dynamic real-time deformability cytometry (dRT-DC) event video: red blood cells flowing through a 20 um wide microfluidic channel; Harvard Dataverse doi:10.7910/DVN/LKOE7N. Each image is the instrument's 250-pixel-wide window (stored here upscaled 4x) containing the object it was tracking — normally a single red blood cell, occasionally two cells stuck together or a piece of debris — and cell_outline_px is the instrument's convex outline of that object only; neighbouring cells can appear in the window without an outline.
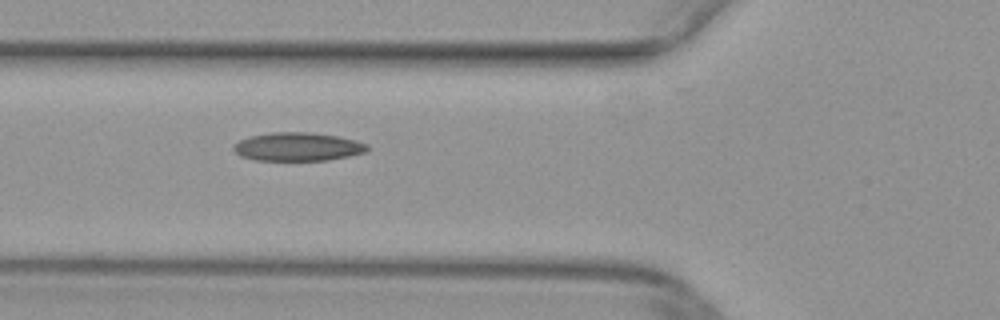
{"species": "common noctule bat (a hibernating species)", "species_latin": "Nyctalus noctula", "temperature_condition": "warm", "stored_images_in_passage": 33, "camera_frame_rate_fps": 3000, "um_per_image_px": 0.085, "animal": {"sex": "female", "body_mass_g": 29.2, "forearm_length_mm": 56.3}, "frame": {"image": 1, "passage_image": 3, "time_ms": 0.667, "image_size_px": [1000, 320], "cell_outline_px": [[368, 152], [328, 160], [256, 160], [240, 156], [232, 148], [240, 140], [248, 136], [272, 132], [312, 132], [340, 136], [356, 140], [368, 144]], "centroid_in_image_um": [25.34, 12.46], "position_along_channel_um": 100.5, "area_um2": 22.31}}
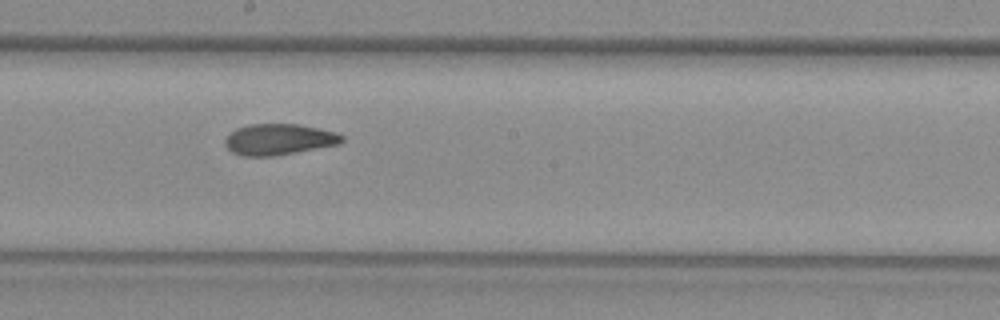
{"frame": {"image": 2, "passage_image": 12, "time_ms": 3.667, "image_size_px": [1000, 320], "cell_outline_px": [[344, 140], [340, 144], [272, 156], [244, 156], [232, 152], [224, 144], [224, 140], [236, 128], [252, 124], [296, 124], [320, 128], [336, 132], [344, 136]], "centroid_in_image_um": [23.72, 11.84], "position_along_channel_um": 224.5, "area_um2": 21.04}}
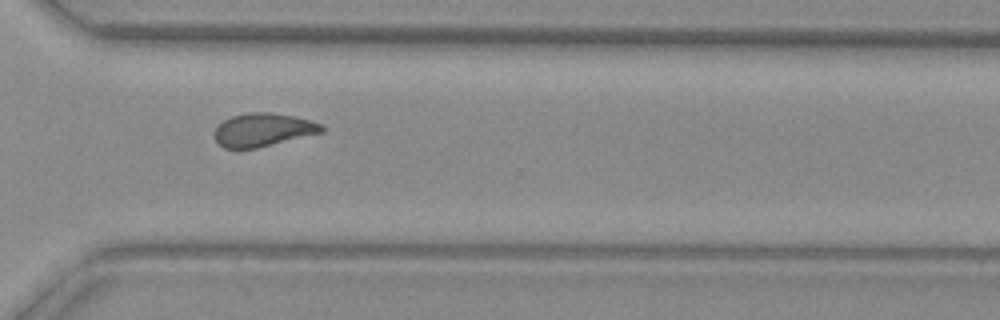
{"frame": {"image": 3, "passage_image": 21, "time_ms": 6.667, "image_size_px": [1000, 320], "cell_outline_px": [[324, 132], [256, 148], [224, 148], [216, 140], [216, 128], [224, 120], [232, 116], [248, 112], [268, 112], [292, 116], [312, 120], [324, 124]], "centroid_in_image_um": [22.41, 11.02], "position_along_channel_um": 348.2, "area_um2": 20.58}}